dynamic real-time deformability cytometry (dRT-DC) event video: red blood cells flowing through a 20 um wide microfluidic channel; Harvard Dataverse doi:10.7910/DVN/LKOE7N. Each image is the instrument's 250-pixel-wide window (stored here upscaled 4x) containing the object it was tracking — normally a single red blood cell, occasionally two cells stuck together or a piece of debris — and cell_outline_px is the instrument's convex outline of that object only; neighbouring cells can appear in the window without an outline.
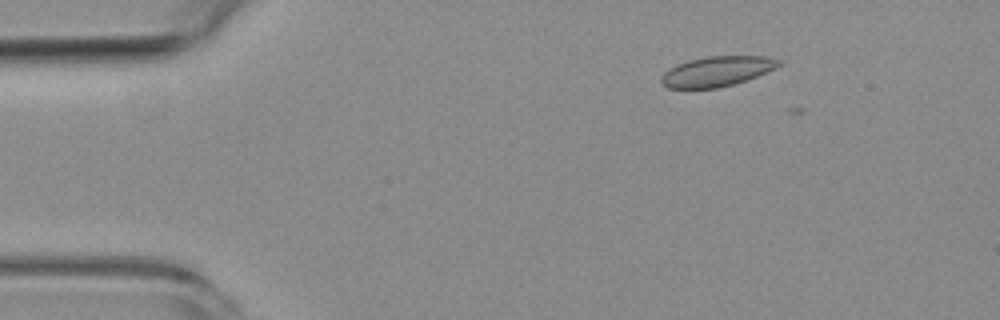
{"species": "common noctule bat (a hibernating species)", "species_latin": "Nyctalus noctula", "temperature_condition": "room temperature", "stored_images_in_passage": 4, "camera_frame_rate_fps": 3000, "um_per_image_px": 0.085, "animal": {"sex": "female", "body_mass_g": 19.3, "forearm_length_mm": 54.1}, "frame": {"image": 1, "passage_image": 3, "time_ms": 2.0, "image_size_px": [1000, 320], "cell_outline_px": [[784, 64], [776, 68], [756, 76], [732, 84], [716, 88], [668, 88], [660, 84], [660, 76], [668, 68], [676, 64], [688, 60], [708, 56], [764, 56], [780, 60]], "centroid_in_image_um": [60.89, 6.06], "position_along_channel_um": 24.1, "area_um2": 20.63}}